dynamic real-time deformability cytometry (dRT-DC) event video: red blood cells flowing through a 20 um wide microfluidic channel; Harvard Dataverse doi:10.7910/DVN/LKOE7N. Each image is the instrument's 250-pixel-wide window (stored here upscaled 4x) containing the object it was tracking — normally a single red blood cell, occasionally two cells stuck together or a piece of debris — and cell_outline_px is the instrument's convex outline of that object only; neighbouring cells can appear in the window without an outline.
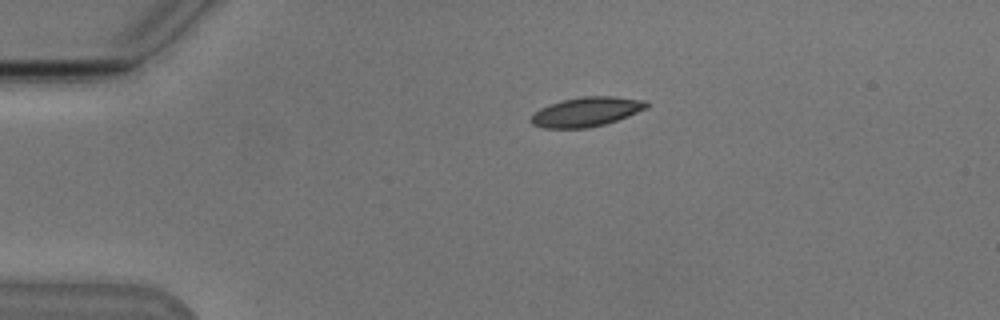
{"species": "Egyptian fruit bat (a non-hibernating species)", "species_latin": "Rousettus aegyptiacus", "temperature_condition": "cold", "stored_images_in_passage": 43, "camera_frame_rate_fps": 3000, "um_per_image_px": 0.085, "animal": {"sex": "male"}, "frame": {"image": 1, "passage_image": 1, "time_ms": 0.0, "image_size_px": [1000, 320], "cell_outline_px": [[648, 108], [628, 116], [604, 124], [588, 128], [540, 128], [532, 124], [528, 120], [532, 112], [540, 108], [560, 100], [580, 96], [612, 96], [644, 100], [648, 104]], "centroid_in_image_um": [49.77, 9.5], "position_along_channel_um": 35.2, "area_um2": 20.06}}
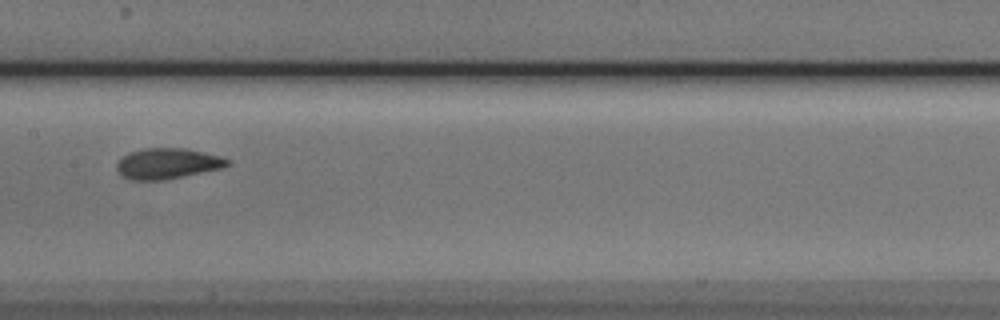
{"frame": {"image": 2, "passage_image": 17, "time_ms": 5.333, "image_size_px": [1000, 320], "cell_outline_px": [[232, 160], [228, 164], [220, 168], [184, 176], [164, 180], [132, 180], [124, 176], [116, 168], [116, 164], [128, 152], [144, 148], [184, 148], [220, 156]], "centroid_in_image_um": [14.23, 13.89], "position_along_channel_um": 193.2, "area_um2": 19.54}}
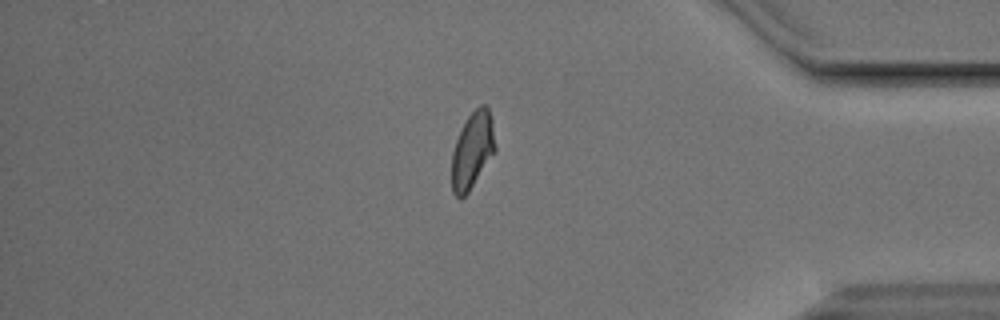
{"frame": {"image": 3, "passage_image": 35, "time_ms": 11.333, "image_size_px": [1000, 320], "cell_outline_px": [[496, 148], [468, 192], [460, 200], [452, 192], [452, 152], [456, 140], [468, 116], [480, 104], [484, 104], [488, 108], [492, 120]], "centroid_in_image_um": [40.14, 12.77], "position_along_channel_um": 395.1, "area_um2": 18.96}, "authors_computed_cell_mechanics": {"area_um2": 19.7098, "velocity_mm_per_s": 3.8172, "shape_relaxation_time_tau1_ms": 2.7483, "shape_relaxation_time_tau2_ms": 1.2417, "deformation_change_tau1": 0.1281, "deformation_change_tau2": 0.0705}}